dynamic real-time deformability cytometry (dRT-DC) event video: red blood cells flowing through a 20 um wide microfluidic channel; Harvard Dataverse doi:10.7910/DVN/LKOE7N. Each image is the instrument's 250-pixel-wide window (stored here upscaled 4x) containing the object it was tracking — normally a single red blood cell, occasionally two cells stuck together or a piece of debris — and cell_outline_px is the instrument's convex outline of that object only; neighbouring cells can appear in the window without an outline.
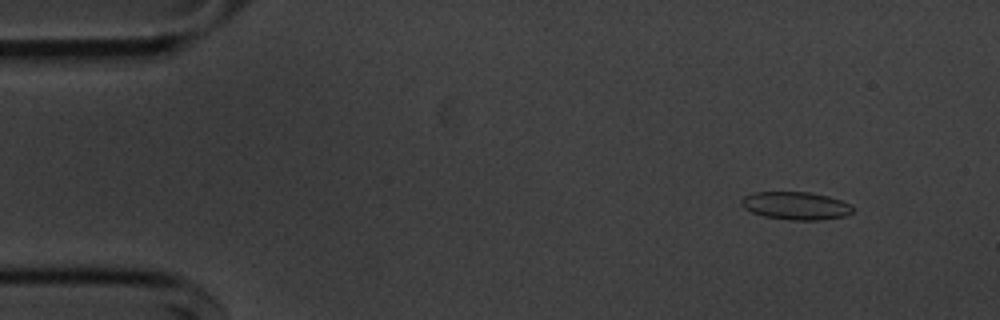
{"species": "common noctule bat (a hibernating species)", "species_latin": "Nyctalus noctula", "temperature_condition": "cold", "stored_images_in_passage": 13, "camera_frame_rate_fps": 3000, "um_per_image_px": 0.085, "animal": {"sex": "male", "body_mass_g": 20.1, "forearm_length_mm": 53.5}, "frame": {"image": 1, "passage_image": 6, "time_ms": 1.667, "image_size_px": [1000, 320], "cell_outline_px": [[852, 212], [844, 216], [820, 220], [788, 220], [764, 216], [752, 212], [744, 208], [740, 204], [740, 200], [744, 196], [752, 192], [812, 192], [828, 196], [852, 204]], "centroid_in_image_um": [67.62, 17.48], "position_along_channel_um": 17.4, "area_um2": 18.21}}